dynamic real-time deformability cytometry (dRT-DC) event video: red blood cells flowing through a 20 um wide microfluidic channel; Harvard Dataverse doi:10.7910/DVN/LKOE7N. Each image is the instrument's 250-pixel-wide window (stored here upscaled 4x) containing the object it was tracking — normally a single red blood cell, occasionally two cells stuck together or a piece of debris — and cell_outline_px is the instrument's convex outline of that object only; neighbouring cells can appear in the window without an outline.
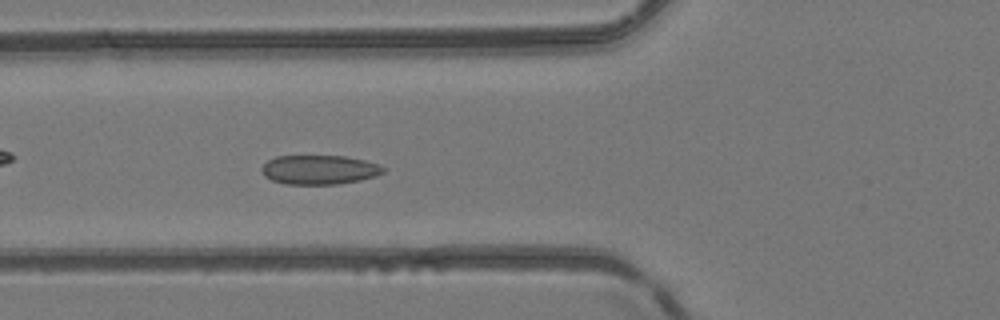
{"species": "common noctule bat (a hibernating species)", "species_latin": "Nyctalus noctula", "temperature_condition": "room temperature", "stored_images_in_passage": 32, "camera_frame_rate_fps": 3000, "um_per_image_px": 0.085, "animal": {"sex": "female", "body_mass_g": 24.6, "forearm_length_mm": 56.2}, "frame": {"image": 1, "passage_image": 5, "time_ms": 1.333, "image_size_px": [1000, 320], "cell_outline_px": [[388, 168], [384, 172], [376, 176], [360, 180], [340, 184], [284, 184], [272, 180], [264, 176], [260, 168], [268, 160], [276, 156], [344, 156], [364, 160], [380, 164]], "centroid_in_image_um": [27.17, 14.43], "position_along_channel_um": 98.6, "area_um2": 20.92}}
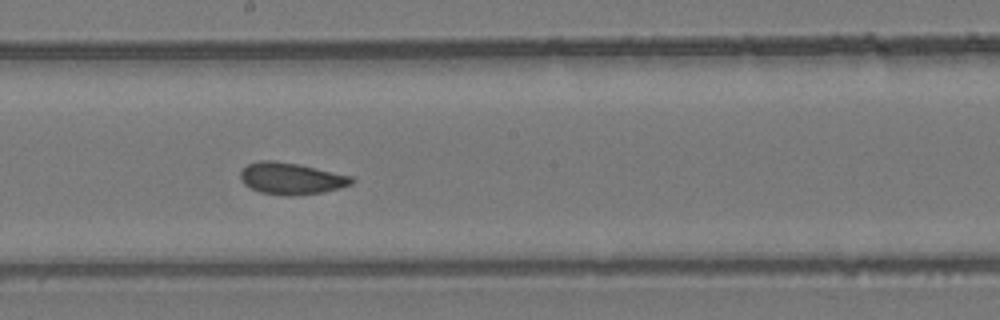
{"frame": {"image": 2, "passage_image": 14, "time_ms": 4.333, "image_size_px": [1000, 320], "cell_outline_px": [[356, 180], [352, 184], [340, 188], [324, 192], [292, 196], [284, 196], [260, 192], [244, 184], [240, 180], [240, 172], [248, 164], [260, 160], [272, 160], [296, 164], [352, 176]], "centroid_in_image_um": [24.75, 15.19], "position_along_channel_um": 223.4, "area_um2": 20.52}}
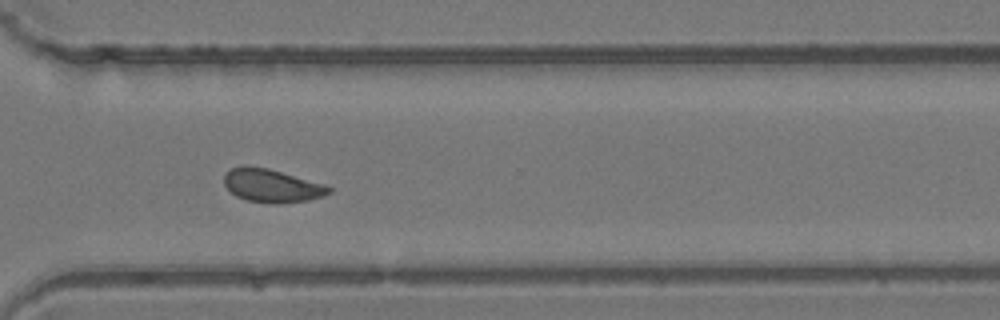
{"frame": {"image": 3, "passage_image": 23, "time_ms": 7.333, "image_size_px": [1000, 320], "cell_outline_px": [[332, 192], [308, 200], [280, 204], [268, 204], [248, 200], [236, 196], [224, 184], [224, 172], [232, 168], [244, 164], [268, 168], [324, 184], [332, 188]], "centroid_in_image_um": [23.07, 15.77], "position_along_channel_um": 347.5, "area_um2": 20.4}, "authors_computed_cell_mechanics": {"area_um2": 20.1144, "velocity_mm_per_s": 4.1373, "shape_relaxation_time_tau1_ms": null, "shape_relaxation_time_tau2_ms": 1.3221, "deformation_change_tau1": null, "deformation_change_tau2": 0.0504}}